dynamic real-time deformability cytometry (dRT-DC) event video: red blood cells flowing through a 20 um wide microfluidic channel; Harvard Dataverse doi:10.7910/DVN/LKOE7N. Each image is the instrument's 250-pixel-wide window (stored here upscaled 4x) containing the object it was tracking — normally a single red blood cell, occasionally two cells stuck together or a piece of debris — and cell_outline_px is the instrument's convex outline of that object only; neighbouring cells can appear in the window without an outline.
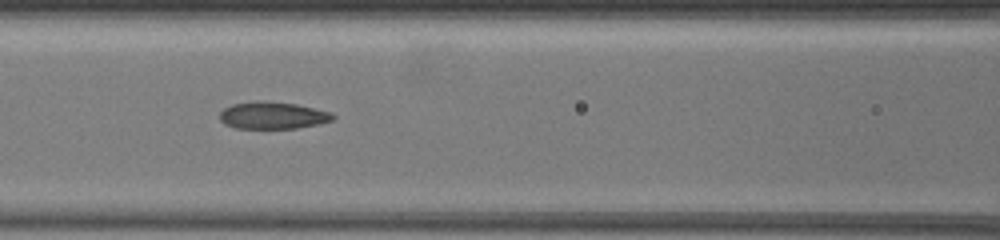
{"species": "common noctule bat (a hibernating species)", "species_latin": "Nyctalus noctula", "temperature_condition": "warm", "stored_images_in_passage": 28, "camera_frame_rate_fps": 3000, "um_per_image_px": 0.085, "animal": {"sex": "female", "body_mass_g": 19.5, "forearm_length_mm": 54.1}, "frame": {"image": 1, "passage_image": 6, "time_ms": 2.333, "image_size_px": [1000, 240], "cell_outline_px": [[336, 116], [332, 120], [320, 124], [296, 128], [236, 128], [224, 124], [220, 120], [220, 112], [224, 108], [232, 104], [296, 104], [332, 112]], "centroid_in_image_um": [23.23, 9.86], "position_along_channel_um": 143.4, "area_um2": 16.99}}
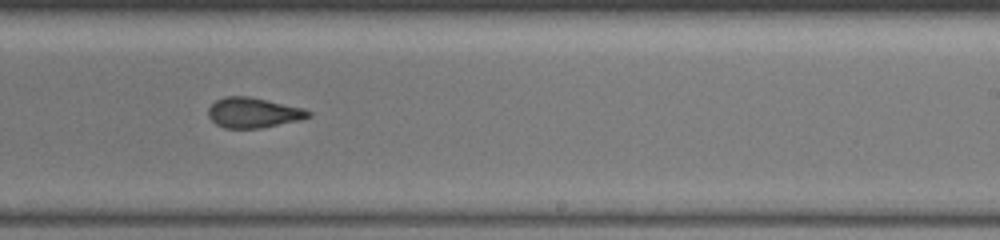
{"frame": {"image": 2, "passage_image": 13, "time_ms": 5.333, "image_size_px": [1000, 240], "cell_outline_px": [[312, 116], [300, 120], [260, 128], [224, 128], [216, 124], [208, 116], [208, 108], [216, 100], [224, 96], [248, 96], [304, 108], [312, 112]], "centroid_in_image_um": [21.54, 9.58], "position_along_channel_um": 267.5, "area_um2": 17.63}}
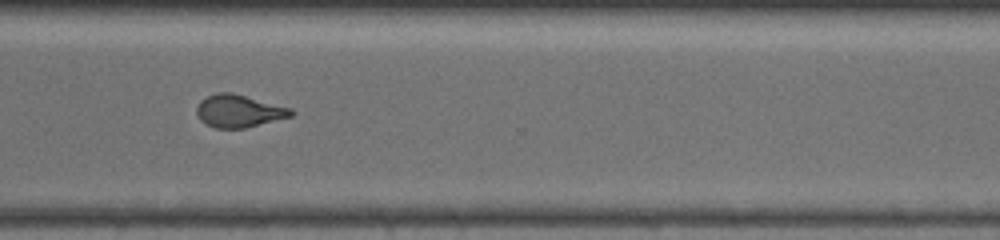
{"frame": {"image": 3, "passage_image": 18, "time_ms": 7.333, "image_size_px": [1000, 240], "cell_outline_px": [[296, 112], [292, 116], [244, 128], [216, 128], [200, 120], [196, 112], [196, 108], [200, 100], [216, 92], [232, 92], [292, 108]], "centroid_in_image_um": [20.31, 9.42], "position_along_channel_um": 350.3, "area_um2": 17.92}}